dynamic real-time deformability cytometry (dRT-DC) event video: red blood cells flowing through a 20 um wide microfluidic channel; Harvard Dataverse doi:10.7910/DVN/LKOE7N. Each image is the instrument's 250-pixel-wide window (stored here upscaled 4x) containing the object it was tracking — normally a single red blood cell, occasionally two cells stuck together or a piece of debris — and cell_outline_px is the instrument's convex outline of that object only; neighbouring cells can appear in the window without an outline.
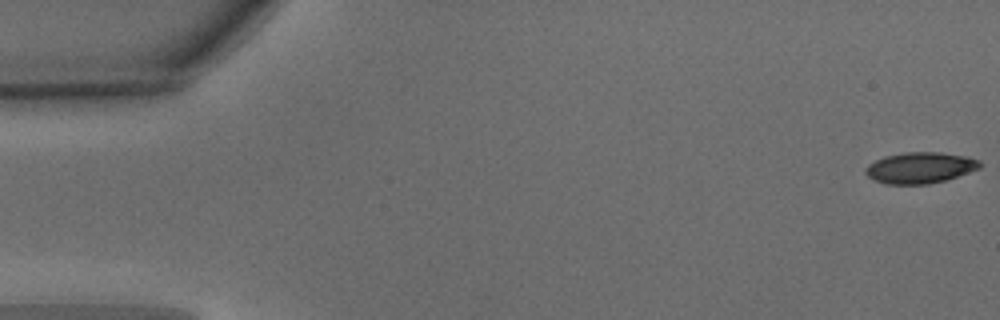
{"species": "common noctule bat (a hibernating species)", "species_latin": "Nyctalus noctula", "temperature_condition": "warm", "stored_images_in_passage": 11, "camera_frame_rate_fps": 3000, "um_per_image_px": 0.085, "animal": {"sex": "male", "body_mass_g": 15.6}, "frame": {"image": 1, "passage_image": 1, "time_ms": 0.0, "image_size_px": [1000, 320], "cell_outline_px": [[984, 164], [980, 168], [944, 180], [928, 184], [884, 184], [868, 176], [864, 172], [864, 168], [868, 164], [884, 156], [904, 152], [940, 152], [968, 156], [980, 160]], "centroid_in_image_um": [78.21, 14.24], "position_along_channel_um": 6.8, "area_um2": 20.81}}